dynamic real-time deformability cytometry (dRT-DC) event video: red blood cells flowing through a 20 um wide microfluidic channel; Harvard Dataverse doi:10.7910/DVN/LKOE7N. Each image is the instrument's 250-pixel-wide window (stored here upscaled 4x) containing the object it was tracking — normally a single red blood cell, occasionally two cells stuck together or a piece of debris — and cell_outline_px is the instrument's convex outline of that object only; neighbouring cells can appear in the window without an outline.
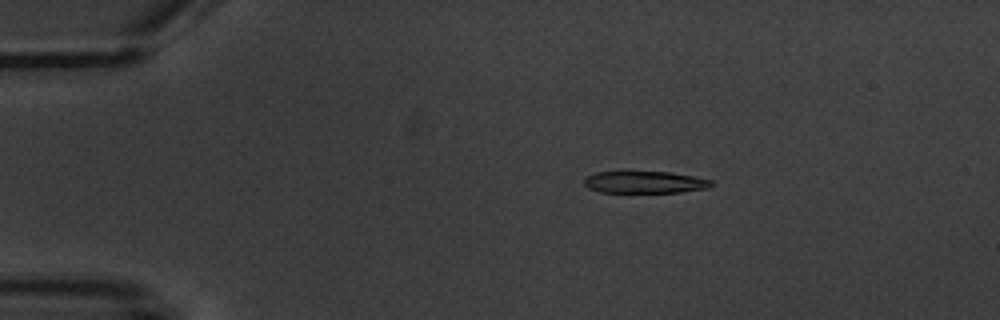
{"species": "common noctule bat (a hibernating species)", "species_latin": "Nyctalus noctula", "temperature_condition": "warm", "stored_images_in_passage": 6, "camera_frame_rate_fps": 3000, "um_per_image_px": 0.085, "animal": {"sex": "male", "body_mass_g": 20.1, "forearm_length_mm": 53.5}, "frame": {"image": 1, "passage_image": 3, "time_ms": 2.333, "image_size_px": [1000, 320], "cell_outline_px": [[712, 184], [708, 188], [680, 192], [600, 192], [588, 188], [584, 184], [584, 180], [588, 176], [596, 172], [624, 168], [628, 168], [672, 172], [712, 180]], "centroid_in_image_um": [54.73, 15.42], "position_along_channel_um": 30.3, "area_um2": 17.28}}